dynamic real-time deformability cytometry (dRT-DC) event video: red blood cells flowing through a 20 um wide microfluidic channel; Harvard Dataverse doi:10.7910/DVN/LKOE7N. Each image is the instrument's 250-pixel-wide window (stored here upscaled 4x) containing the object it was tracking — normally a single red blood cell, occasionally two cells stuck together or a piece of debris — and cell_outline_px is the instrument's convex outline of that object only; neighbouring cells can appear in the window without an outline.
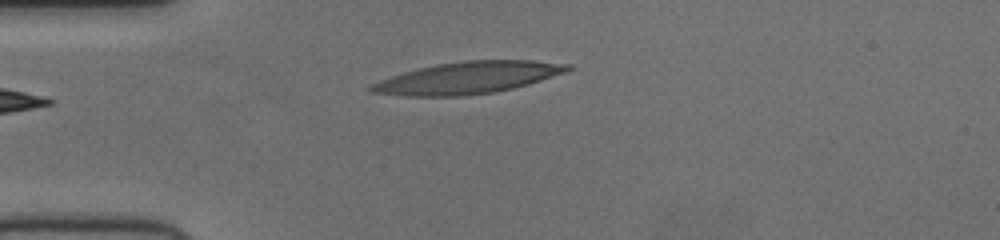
{"species": "human", "species_latin": "Homo sapiens", "temperature_condition": "cold", "stored_images_in_passage": 36, "camera_frame_rate_fps": 3000, "um_per_image_px": 0.085, "donor": {"sex": "female"}, "frame": {"image": 1, "passage_image": 1, "time_ms": 0.0, "image_size_px": [1000, 240], "cell_outline_px": [[576, 68], [528, 84], [496, 92], [460, 96], [404, 96], [372, 92], [368, 88], [372, 84], [380, 80], [404, 72], [436, 64], [464, 60], [532, 60], [572, 64]], "centroid_in_image_um": [39.8, 6.6], "position_along_channel_um": 45.2, "area_um2": 36.36}}
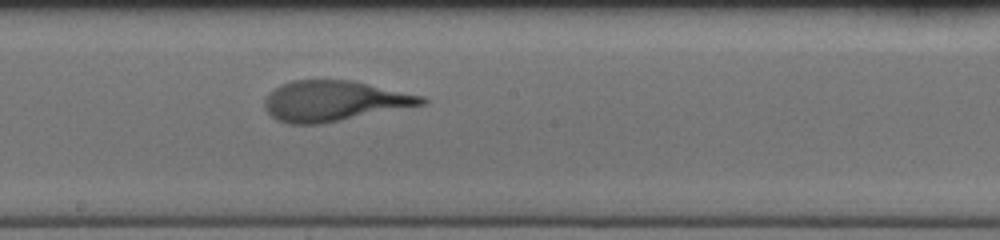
{"frame": {"image": 2, "passage_image": 16, "time_ms": 5.0, "image_size_px": [1000, 240], "cell_outline_px": [[428, 104], [320, 124], [288, 124], [276, 120], [264, 108], [264, 100], [280, 84], [292, 80], [352, 80], [424, 96], [428, 100]], "centroid_in_image_um": [28.42, 8.59], "position_along_channel_um": 219.8, "area_um2": 37.05}}
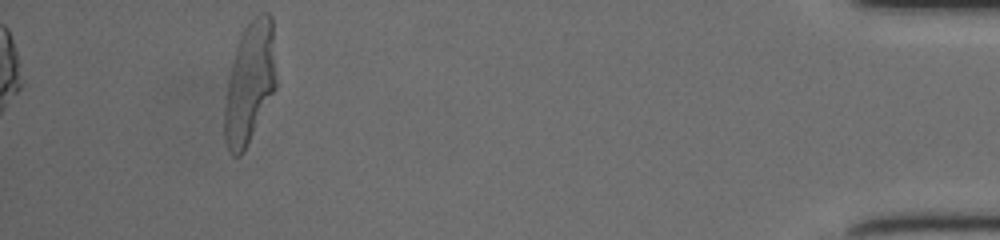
{"frame": {"image": 3, "passage_image": 36, "time_ms": 11.667, "image_size_px": [1000, 240], "cell_outline_px": [[276, 88], [240, 156], [232, 156], [224, 140], [224, 108], [228, 80], [232, 60], [236, 44], [244, 28], [260, 12], [268, 12], [272, 16], [276, 80]], "centroid_in_image_um": [21.21, 6.99], "position_along_channel_um": 414.0, "area_um2": 36.18}}